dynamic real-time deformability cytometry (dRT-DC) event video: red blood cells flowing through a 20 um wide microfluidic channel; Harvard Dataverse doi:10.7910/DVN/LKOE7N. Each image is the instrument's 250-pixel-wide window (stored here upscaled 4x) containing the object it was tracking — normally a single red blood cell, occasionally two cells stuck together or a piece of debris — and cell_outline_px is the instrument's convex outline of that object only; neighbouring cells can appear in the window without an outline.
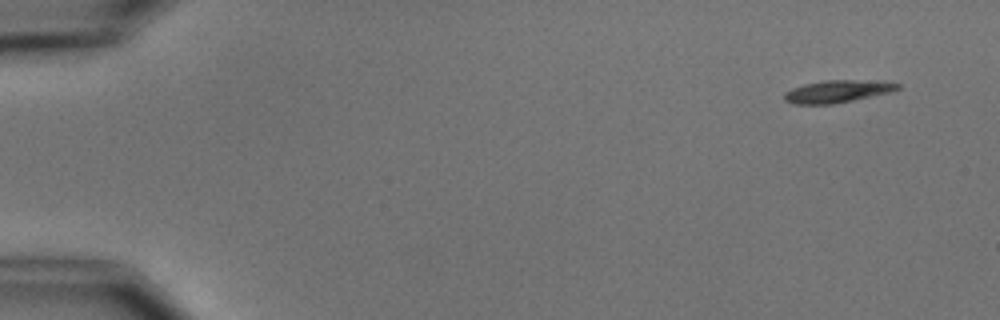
{"species": "common noctule bat (a hibernating species)", "species_latin": "Nyctalus noctula", "temperature_condition": "cold", "stored_images_in_passage": 8, "camera_frame_rate_fps": 3000, "um_per_image_px": 0.085, "animal": {"sex": "male", "body_mass_g": 15.6}, "frame": {"image": 1, "passage_image": 1, "time_ms": 0.0, "image_size_px": [1000, 320], "cell_outline_px": [[900, 88], [892, 92], [832, 104], [792, 104], [784, 100], [784, 92], [792, 88], [804, 84], [824, 80], [884, 80], [900, 84]], "centroid_in_image_um": [71.21, 7.75], "position_along_channel_um": 13.8, "area_um2": 14.97}}
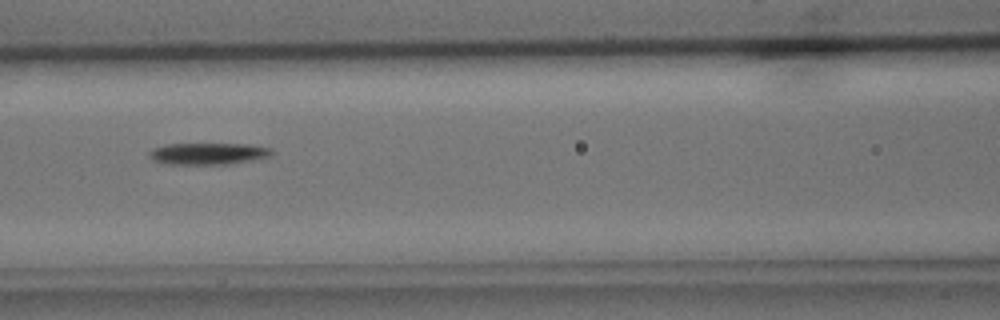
{"frame": {"image": 2, "passage_image": 7, "time_ms": 7.0, "image_size_px": [1000, 320], "cell_outline_px": [[276, 152], [272, 156], [252, 160], [228, 164], [168, 164], [152, 160], [148, 156], [148, 152], [152, 148], [164, 144], [248, 144], [272, 148]], "centroid_in_image_um": [17.7, 13.05], "position_along_channel_um": 148.9, "area_um2": 15.72}}
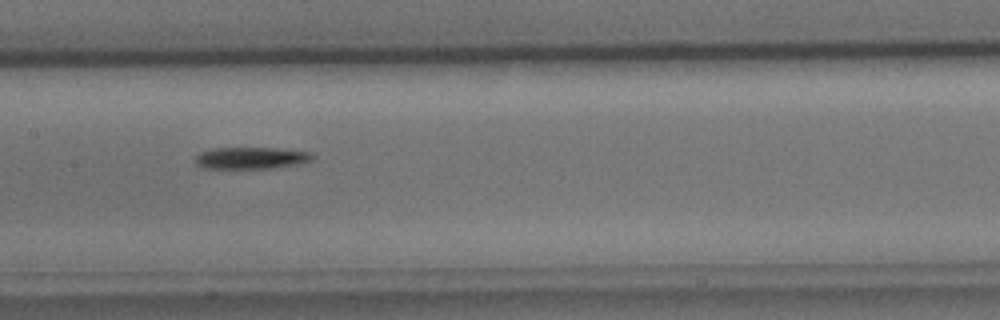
{"frame": {"image": 3, "passage_image": 8, "time_ms": 8.0, "image_size_px": [1000, 320], "cell_outline_px": [[316, 156], [312, 160], [304, 164], [272, 168], [204, 168], [196, 164], [196, 156], [200, 152], [216, 148], [276, 148], [312, 152]], "centroid_in_image_um": [21.44, 13.43], "position_along_channel_um": 186.0, "area_um2": 15.03}}